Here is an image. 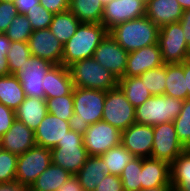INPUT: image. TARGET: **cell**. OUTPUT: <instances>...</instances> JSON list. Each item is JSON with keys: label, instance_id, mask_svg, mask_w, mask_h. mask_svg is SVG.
I'll list each match as a JSON object with an SVG mask.
<instances>
[{"label": "cell", "instance_id": "6da1fadb", "mask_svg": "<svg viewBox=\"0 0 190 191\" xmlns=\"http://www.w3.org/2000/svg\"><path fill=\"white\" fill-rule=\"evenodd\" d=\"M105 98L106 91L74 87V114L69 119L70 130L83 136L89 125L101 121Z\"/></svg>", "mask_w": 190, "mask_h": 191}, {"label": "cell", "instance_id": "cb8c5ba5", "mask_svg": "<svg viewBox=\"0 0 190 191\" xmlns=\"http://www.w3.org/2000/svg\"><path fill=\"white\" fill-rule=\"evenodd\" d=\"M47 103L44 98L25 97L15 110L16 119L22 121L28 128L35 131L47 115Z\"/></svg>", "mask_w": 190, "mask_h": 191}, {"label": "cell", "instance_id": "74e56055", "mask_svg": "<svg viewBox=\"0 0 190 191\" xmlns=\"http://www.w3.org/2000/svg\"><path fill=\"white\" fill-rule=\"evenodd\" d=\"M173 123L179 141L186 148L190 143V98L183 101L181 112Z\"/></svg>", "mask_w": 190, "mask_h": 191}, {"label": "cell", "instance_id": "5b68a950", "mask_svg": "<svg viewBox=\"0 0 190 191\" xmlns=\"http://www.w3.org/2000/svg\"><path fill=\"white\" fill-rule=\"evenodd\" d=\"M183 101L168 95H156L135 108V123L155 126L173 122L180 114Z\"/></svg>", "mask_w": 190, "mask_h": 191}, {"label": "cell", "instance_id": "f546056e", "mask_svg": "<svg viewBox=\"0 0 190 191\" xmlns=\"http://www.w3.org/2000/svg\"><path fill=\"white\" fill-rule=\"evenodd\" d=\"M174 191H190V154L185 150L170 165Z\"/></svg>", "mask_w": 190, "mask_h": 191}, {"label": "cell", "instance_id": "60d3db41", "mask_svg": "<svg viewBox=\"0 0 190 191\" xmlns=\"http://www.w3.org/2000/svg\"><path fill=\"white\" fill-rule=\"evenodd\" d=\"M17 14L14 3L0 1V33L6 32Z\"/></svg>", "mask_w": 190, "mask_h": 191}, {"label": "cell", "instance_id": "5bb4252c", "mask_svg": "<svg viewBox=\"0 0 190 191\" xmlns=\"http://www.w3.org/2000/svg\"><path fill=\"white\" fill-rule=\"evenodd\" d=\"M128 54L108 33L96 48L93 58L120 79L124 77Z\"/></svg>", "mask_w": 190, "mask_h": 191}, {"label": "cell", "instance_id": "ffe728a7", "mask_svg": "<svg viewBox=\"0 0 190 191\" xmlns=\"http://www.w3.org/2000/svg\"><path fill=\"white\" fill-rule=\"evenodd\" d=\"M183 11L178 0H146L145 16L159 28L179 22Z\"/></svg>", "mask_w": 190, "mask_h": 191}, {"label": "cell", "instance_id": "277c9868", "mask_svg": "<svg viewBox=\"0 0 190 191\" xmlns=\"http://www.w3.org/2000/svg\"><path fill=\"white\" fill-rule=\"evenodd\" d=\"M68 70L74 87L107 92L118 86V78L93 57L71 64Z\"/></svg>", "mask_w": 190, "mask_h": 191}, {"label": "cell", "instance_id": "836d02e7", "mask_svg": "<svg viewBox=\"0 0 190 191\" xmlns=\"http://www.w3.org/2000/svg\"><path fill=\"white\" fill-rule=\"evenodd\" d=\"M144 82L152 96L164 95L166 82V64L150 69L138 76Z\"/></svg>", "mask_w": 190, "mask_h": 191}, {"label": "cell", "instance_id": "603a6c76", "mask_svg": "<svg viewBox=\"0 0 190 191\" xmlns=\"http://www.w3.org/2000/svg\"><path fill=\"white\" fill-rule=\"evenodd\" d=\"M106 175H110V171L105 161L100 156H89L76 177L84 191H94Z\"/></svg>", "mask_w": 190, "mask_h": 191}, {"label": "cell", "instance_id": "7c38bea8", "mask_svg": "<svg viewBox=\"0 0 190 191\" xmlns=\"http://www.w3.org/2000/svg\"><path fill=\"white\" fill-rule=\"evenodd\" d=\"M153 130L154 139L151 157L171 165L185 151V147L177 137L174 123H161L153 126Z\"/></svg>", "mask_w": 190, "mask_h": 191}, {"label": "cell", "instance_id": "83f0119b", "mask_svg": "<svg viewBox=\"0 0 190 191\" xmlns=\"http://www.w3.org/2000/svg\"><path fill=\"white\" fill-rule=\"evenodd\" d=\"M81 23H101L104 7L101 0H69V9Z\"/></svg>", "mask_w": 190, "mask_h": 191}, {"label": "cell", "instance_id": "3957f363", "mask_svg": "<svg viewBox=\"0 0 190 191\" xmlns=\"http://www.w3.org/2000/svg\"><path fill=\"white\" fill-rule=\"evenodd\" d=\"M160 28L146 16L116 25L108 31L128 53L157 44Z\"/></svg>", "mask_w": 190, "mask_h": 191}, {"label": "cell", "instance_id": "e0dca14e", "mask_svg": "<svg viewBox=\"0 0 190 191\" xmlns=\"http://www.w3.org/2000/svg\"><path fill=\"white\" fill-rule=\"evenodd\" d=\"M164 64L158 43L152 44L128 54L124 76H140L147 70Z\"/></svg>", "mask_w": 190, "mask_h": 191}, {"label": "cell", "instance_id": "f907efd6", "mask_svg": "<svg viewBox=\"0 0 190 191\" xmlns=\"http://www.w3.org/2000/svg\"><path fill=\"white\" fill-rule=\"evenodd\" d=\"M184 77H186V88L190 98V58L184 61Z\"/></svg>", "mask_w": 190, "mask_h": 191}, {"label": "cell", "instance_id": "7402d4cb", "mask_svg": "<svg viewBox=\"0 0 190 191\" xmlns=\"http://www.w3.org/2000/svg\"><path fill=\"white\" fill-rule=\"evenodd\" d=\"M171 182L170 165L152 157L142 158L141 189L168 185Z\"/></svg>", "mask_w": 190, "mask_h": 191}, {"label": "cell", "instance_id": "ac0fdd59", "mask_svg": "<svg viewBox=\"0 0 190 191\" xmlns=\"http://www.w3.org/2000/svg\"><path fill=\"white\" fill-rule=\"evenodd\" d=\"M36 146L35 133L22 121L15 119L10 129L0 138V148L17 156Z\"/></svg>", "mask_w": 190, "mask_h": 191}, {"label": "cell", "instance_id": "f35d334b", "mask_svg": "<svg viewBox=\"0 0 190 191\" xmlns=\"http://www.w3.org/2000/svg\"><path fill=\"white\" fill-rule=\"evenodd\" d=\"M18 156L0 148V184L15 181Z\"/></svg>", "mask_w": 190, "mask_h": 191}, {"label": "cell", "instance_id": "8d00e7d4", "mask_svg": "<svg viewBox=\"0 0 190 191\" xmlns=\"http://www.w3.org/2000/svg\"><path fill=\"white\" fill-rule=\"evenodd\" d=\"M31 56L28 42L12 41L7 53L8 68L10 74H14L19 67L23 66Z\"/></svg>", "mask_w": 190, "mask_h": 191}, {"label": "cell", "instance_id": "d6986e66", "mask_svg": "<svg viewBox=\"0 0 190 191\" xmlns=\"http://www.w3.org/2000/svg\"><path fill=\"white\" fill-rule=\"evenodd\" d=\"M69 130V121H64L48 112L34 131L36 145L48 149L55 148Z\"/></svg>", "mask_w": 190, "mask_h": 191}, {"label": "cell", "instance_id": "2e32d148", "mask_svg": "<svg viewBox=\"0 0 190 191\" xmlns=\"http://www.w3.org/2000/svg\"><path fill=\"white\" fill-rule=\"evenodd\" d=\"M153 126L134 123L121 133V144L135 157H151Z\"/></svg>", "mask_w": 190, "mask_h": 191}, {"label": "cell", "instance_id": "30bf717a", "mask_svg": "<svg viewBox=\"0 0 190 191\" xmlns=\"http://www.w3.org/2000/svg\"><path fill=\"white\" fill-rule=\"evenodd\" d=\"M54 64L39 57L30 56L13 74L21 83L26 97L44 98V77Z\"/></svg>", "mask_w": 190, "mask_h": 191}, {"label": "cell", "instance_id": "f6af8a7d", "mask_svg": "<svg viewBox=\"0 0 190 191\" xmlns=\"http://www.w3.org/2000/svg\"><path fill=\"white\" fill-rule=\"evenodd\" d=\"M40 5L51 13L57 14L69 9V0H40Z\"/></svg>", "mask_w": 190, "mask_h": 191}, {"label": "cell", "instance_id": "9f6ffc18", "mask_svg": "<svg viewBox=\"0 0 190 191\" xmlns=\"http://www.w3.org/2000/svg\"><path fill=\"white\" fill-rule=\"evenodd\" d=\"M0 1L14 3L16 0H0Z\"/></svg>", "mask_w": 190, "mask_h": 191}, {"label": "cell", "instance_id": "7dc6e473", "mask_svg": "<svg viewBox=\"0 0 190 191\" xmlns=\"http://www.w3.org/2000/svg\"><path fill=\"white\" fill-rule=\"evenodd\" d=\"M14 4L18 14L26 15L35 5L40 4V0H16Z\"/></svg>", "mask_w": 190, "mask_h": 191}, {"label": "cell", "instance_id": "9a60e30c", "mask_svg": "<svg viewBox=\"0 0 190 191\" xmlns=\"http://www.w3.org/2000/svg\"><path fill=\"white\" fill-rule=\"evenodd\" d=\"M31 56L62 64L63 44L49 28L34 30L28 39Z\"/></svg>", "mask_w": 190, "mask_h": 191}, {"label": "cell", "instance_id": "4316f807", "mask_svg": "<svg viewBox=\"0 0 190 191\" xmlns=\"http://www.w3.org/2000/svg\"><path fill=\"white\" fill-rule=\"evenodd\" d=\"M25 97L23 87L15 75L0 77V103L15 111Z\"/></svg>", "mask_w": 190, "mask_h": 191}, {"label": "cell", "instance_id": "816d5d0a", "mask_svg": "<svg viewBox=\"0 0 190 191\" xmlns=\"http://www.w3.org/2000/svg\"><path fill=\"white\" fill-rule=\"evenodd\" d=\"M139 191H173L171 182L168 185L159 186V187H153V188H147V189H140Z\"/></svg>", "mask_w": 190, "mask_h": 191}, {"label": "cell", "instance_id": "c3c4849f", "mask_svg": "<svg viewBox=\"0 0 190 191\" xmlns=\"http://www.w3.org/2000/svg\"><path fill=\"white\" fill-rule=\"evenodd\" d=\"M179 23L182 26L184 38L188 47L190 48V9L184 10Z\"/></svg>", "mask_w": 190, "mask_h": 191}, {"label": "cell", "instance_id": "681fc988", "mask_svg": "<svg viewBox=\"0 0 190 191\" xmlns=\"http://www.w3.org/2000/svg\"><path fill=\"white\" fill-rule=\"evenodd\" d=\"M0 191H29V187L18 182L1 183Z\"/></svg>", "mask_w": 190, "mask_h": 191}, {"label": "cell", "instance_id": "ee69618b", "mask_svg": "<svg viewBox=\"0 0 190 191\" xmlns=\"http://www.w3.org/2000/svg\"><path fill=\"white\" fill-rule=\"evenodd\" d=\"M94 191H124L120 176L106 175Z\"/></svg>", "mask_w": 190, "mask_h": 191}, {"label": "cell", "instance_id": "ab89813d", "mask_svg": "<svg viewBox=\"0 0 190 191\" xmlns=\"http://www.w3.org/2000/svg\"><path fill=\"white\" fill-rule=\"evenodd\" d=\"M53 16V13L48 11L40 4L35 5V8L29 10V12L26 14V17L31 23L33 31L49 28V25L53 20Z\"/></svg>", "mask_w": 190, "mask_h": 191}, {"label": "cell", "instance_id": "484cf974", "mask_svg": "<svg viewBox=\"0 0 190 191\" xmlns=\"http://www.w3.org/2000/svg\"><path fill=\"white\" fill-rule=\"evenodd\" d=\"M71 176L69 171L51 163L30 185L29 191H57L58 187Z\"/></svg>", "mask_w": 190, "mask_h": 191}, {"label": "cell", "instance_id": "f1b7e54d", "mask_svg": "<svg viewBox=\"0 0 190 191\" xmlns=\"http://www.w3.org/2000/svg\"><path fill=\"white\" fill-rule=\"evenodd\" d=\"M81 22L69 10L54 14L50 31L64 45L77 31Z\"/></svg>", "mask_w": 190, "mask_h": 191}, {"label": "cell", "instance_id": "4fadbf2b", "mask_svg": "<svg viewBox=\"0 0 190 191\" xmlns=\"http://www.w3.org/2000/svg\"><path fill=\"white\" fill-rule=\"evenodd\" d=\"M146 0H111L104 6L101 24L109 31L118 24L145 16Z\"/></svg>", "mask_w": 190, "mask_h": 191}, {"label": "cell", "instance_id": "44dd1931", "mask_svg": "<svg viewBox=\"0 0 190 191\" xmlns=\"http://www.w3.org/2000/svg\"><path fill=\"white\" fill-rule=\"evenodd\" d=\"M74 85L68 67L62 64L53 65L44 77L45 99L69 95Z\"/></svg>", "mask_w": 190, "mask_h": 191}, {"label": "cell", "instance_id": "e575fe53", "mask_svg": "<svg viewBox=\"0 0 190 191\" xmlns=\"http://www.w3.org/2000/svg\"><path fill=\"white\" fill-rule=\"evenodd\" d=\"M47 110L54 116L69 121L74 114L73 91L69 95L46 99Z\"/></svg>", "mask_w": 190, "mask_h": 191}, {"label": "cell", "instance_id": "11a10c76", "mask_svg": "<svg viewBox=\"0 0 190 191\" xmlns=\"http://www.w3.org/2000/svg\"><path fill=\"white\" fill-rule=\"evenodd\" d=\"M185 150L190 154V143L186 146Z\"/></svg>", "mask_w": 190, "mask_h": 191}, {"label": "cell", "instance_id": "7bdbcfd3", "mask_svg": "<svg viewBox=\"0 0 190 191\" xmlns=\"http://www.w3.org/2000/svg\"><path fill=\"white\" fill-rule=\"evenodd\" d=\"M15 119V111L0 103V138L10 129Z\"/></svg>", "mask_w": 190, "mask_h": 191}, {"label": "cell", "instance_id": "52a82bcc", "mask_svg": "<svg viewBox=\"0 0 190 191\" xmlns=\"http://www.w3.org/2000/svg\"><path fill=\"white\" fill-rule=\"evenodd\" d=\"M102 120L121 132L135 123V107L119 86L106 92Z\"/></svg>", "mask_w": 190, "mask_h": 191}, {"label": "cell", "instance_id": "1f68e13d", "mask_svg": "<svg viewBox=\"0 0 190 191\" xmlns=\"http://www.w3.org/2000/svg\"><path fill=\"white\" fill-rule=\"evenodd\" d=\"M105 161L110 174L120 176L125 166L135 157L122 144L109 149L106 153L100 155Z\"/></svg>", "mask_w": 190, "mask_h": 191}, {"label": "cell", "instance_id": "7a4b0ae2", "mask_svg": "<svg viewBox=\"0 0 190 191\" xmlns=\"http://www.w3.org/2000/svg\"><path fill=\"white\" fill-rule=\"evenodd\" d=\"M108 34L101 23H81L76 33L63 45L62 65L65 67L93 57L96 48Z\"/></svg>", "mask_w": 190, "mask_h": 191}, {"label": "cell", "instance_id": "d590c367", "mask_svg": "<svg viewBox=\"0 0 190 191\" xmlns=\"http://www.w3.org/2000/svg\"><path fill=\"white\" fill-rule=\"evenodd\" d=\"M33 32L31 23L26 15L17 14L7 28L5 34L10 41L28 42Z\"/></svg>", "mask_w": 190, "mask_h": 191}, {"label": "cell", "instance_id": "9c48e42d", "mask_svg": "<svg viewBox=\"0 0 190 191\" xmlns=\"http://www.w3.org/2000/svg\"><path fill=\"white\" fill-rule=\"evenodd\" d=\"M51 163V149L32 147L17 158L15 182L30 187Z\"/></svg>", "mask_w": 190, "mask_h": 191}, {"label": "cell", "instance_id": "f5cc1de1", "mask_svg": "<svg viewBox=\"0 0 190 191\" xmlns=\"http://www.w3.org/2000/svg\"><path fill=\"white\" fill-rule=\"evenodd\" d=\"M183 10L190 9V0H178Z\"/></svg>", "mask_w": 190, "mask_h": 191}, {"label": "cell", "instance_id": "ba28073f", "mask_svg": "<svg viewBox=\"0 0 190 191\" xmlns=\"http://www.w3.org/2000/svg\"><path fill=\"white\" fill-rule=\"evenodd\" d=\"M179 22L160 27L158 45L165 64L182 63L190 58V48Z\"/></svg>", "mask_w": 190, "mask_h": 191}, {"label": "cell", "instance_id": "b9f144b4", "mask_svg": "<svg viewBox=\"0 0 190 191\" xmlns=\"http://www.w3.org/2000/svg\"><path fill=\"white\" fill-rule=\"evenodd\" d=\"M11 43L5 33H0V77L10 75L6 56L10 50Z\"/></svg>", "mask_w": 190, "mask_h": 191}, {"label": "cell", "instance_id": "4dcf8cb0", "mask_svg": "<svg viewBox=\"0 0 190 191\" xmlns=\"http://www.w3.org/2000/svg\"><path fill=\"white\" fill-rule=\"evenodd\" d=\"M118 86L123 91L126 99L136 108L152 97L144 82L136 77L124 76L118 79Z\"/></svg>", "mask_w": 190, "mask_h": 191}, {"label": "cell", "instance_id": "bcb514c9", "mask_svg": "<svg viewBox=\"0 0 190 191\" xmlns=\"http://www.w3.org/2000/svg\"><path fill=\"white\" fill-rule=\"evenodd\" d=\"M57 191H84L76 175H72L67 181L62 183Z\"/></svg>", "mask_w": 190, "mask_h": 191}, {"label": "cell", "instance_id": "d4e9b609", "mask_svg": "<svg viewBox=\"0 0 190 191\" xmlns=\"http://www.w3.org/2000/svg\"><path fill=\"white\" fill-rule=\"evenodd\" d=\"M164 95L180 99H188L186 77H184V61L182 63L166 64V82Z\"/></svg>", "mask_w": 190, "mask_h": 191}, {"label": "cell", "instance_id": "8fae6325", "mask_svg": "<svg viewBox=\"0 0 190 191\" xmlns=\"http://www.w3.org/2000/svg\"><path fill=\"white\" fill-rule=\"evenodd\" d=\"M121 131L101 120L89 125L83 135V144L89 156H100L121 144Z\"/></svg>", "mask_w": 190, "mask_h": 191}, {"label": "cell", "instance_id": "d6a6232c", "mask_svg": "<svg viewBox=\"0 0 190 191\" xmlns=\"http://www.w3.org/2000/svg\"><path fill=\"white\" fill-rule=\"evenodd\" d=\"M142 157H134L123 169L120 179L124 191H139L141 189Z\"/></svg>", "mask_w": 190, "mask_h": 191}, {"label": "cell", "instance_id": "8992f818", "mask_svg": "<svg viewBox=\"0 0 190 191\" xmlns=\"http://www.w3.org/2000/svg\"><path fill=\"white\" fill-rule=\"evenodd\" d=\"M89 157L83 136L69 130L57 146L51 149L52 163L76 175Z\"/></svg>", "mask_w": 190, "mask_h": 191}, {"label": "cell", "instance_id": "db71d44e", "mask_svg": "<svg viewBox=\"0 0 190 191\" xmlns=\"http://www.w3.org/2000/svg\"><path fill=\"white\" fill-rule=\"evenodd\" d=\"M111 0H101V4L103 5V7L108 4Z\"/></svg>", "mask_w": 190, "mask_h": 191}]
</instances>
